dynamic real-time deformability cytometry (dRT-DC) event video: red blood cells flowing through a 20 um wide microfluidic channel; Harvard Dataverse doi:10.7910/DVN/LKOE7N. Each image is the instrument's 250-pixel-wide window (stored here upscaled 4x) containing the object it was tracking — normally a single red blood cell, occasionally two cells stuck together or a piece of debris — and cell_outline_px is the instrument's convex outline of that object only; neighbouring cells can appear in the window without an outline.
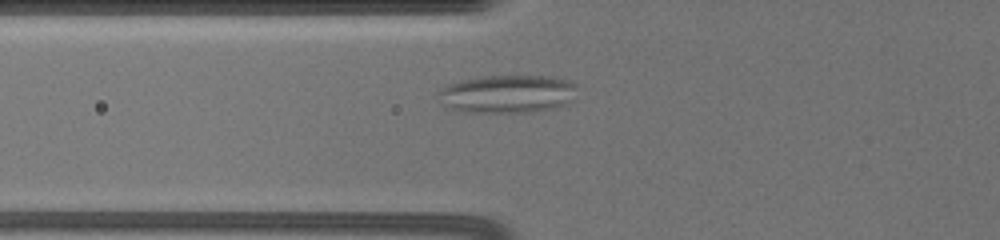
{"species": "common noctule bat (a hibernating species)", "species_latin": "Nyctalus noctula", "temperature_condition": "warm", "stored_images_in_passage": 18, "camera_frame_rate_fps": 3000, "um_per_image_px": 0.085, "animal": {"sex": "female", "body_mass_g": 19.5, "forearm_length_mm": 54.1}, "frame": {"image": 1, "passage_image": 3, "time_ms": 1.667, "image_size_px": [1000, 240], "cell_outline_px": [[576, 88], [560, 104], [548, 108], [532, 112], [476, 112], [452, 108], [444, 104], [440, 92], [448, 84], [480, 76], [552, 76], [568, 80], [576, 84]], "centroid_in_image_um": [43.11, 7.95], "position_along_channel_um": 82.7, "area_um2": 29.48}}
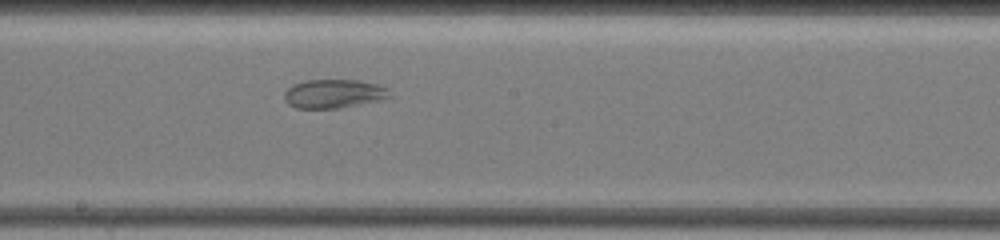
{"frame": {"image": 2, "passage_image": 8, "time_ms": 5.667, "image_size_px": [1000, 240], "cell_outline_px": [[392, 96], [376, 100], [336, 108], [296, 108], [288, 104], [284, 100], [284, 92], [292, 84], [304, 80], [360, 80], [380, 84], [388, 88]], "centroid_in_image_um": [28.34, 7.94], "position_along_channel_um": 219.9, "area_um2": 17.63}}
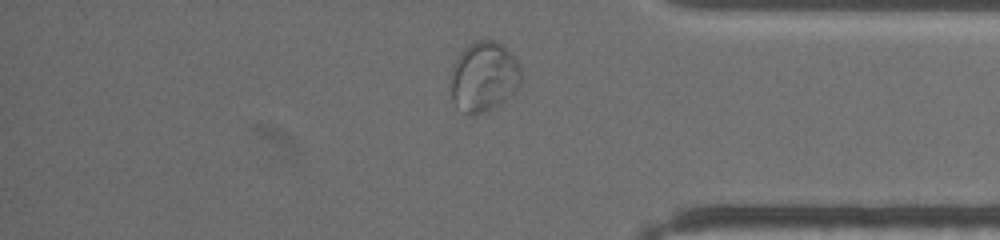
{"frame": {"image": 3, "passage_image": 15, "time_ms": 11.0, "image_size_px": [1000, 240], "cell_outline_px": [[520, 80], [512, 92], [504, 100], [472, 116], [464, 112], [452, 100], [452, 72], [456, 60], [464, 48], [476, 40], [496, 40], [516, 60], [520, 68]], "centroid_in_image_um": [41.1, 6.49], "position_along_channel_um": 394.1, "area_um2": 27.57}}